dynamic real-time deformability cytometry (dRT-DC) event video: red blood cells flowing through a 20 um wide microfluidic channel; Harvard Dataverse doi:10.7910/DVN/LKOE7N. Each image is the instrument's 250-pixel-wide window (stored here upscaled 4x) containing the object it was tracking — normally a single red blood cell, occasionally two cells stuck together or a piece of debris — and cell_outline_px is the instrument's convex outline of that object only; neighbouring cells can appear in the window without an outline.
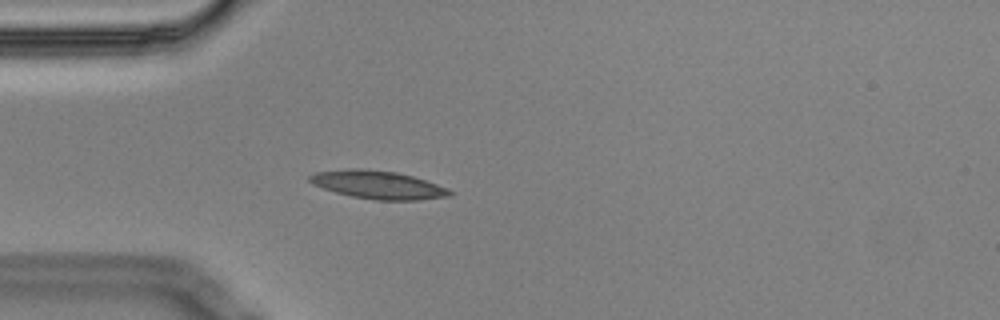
{"species": "Egyptian fruit bat (a non-hibernating species)", "species_latin": "Rousettus aegyptiacus", "temperature_condition": "cold", "stored_images_in_passage": 1, "camera_frame_rate_fps": 3000, "um_per_image_px": 0.085, "animal": {"sex": "male"}, "frame": {"image": 1, "passage_image": 1, "time_ms": 0.0, "image_size_px": [1000, 320], "cell_outline_px": [[452, 196], [420, 200], [376, 200], [352, 196], [336, 192], [312, 184], [308, 180], [308, 176], [316, 172], [352, 168], [360, 168], [396, 172], [412, 176], [448, 188], [452, 192]], "centroid_in_image_um": [32.13, 15.71], "position_along_channel_um": 52.9, "area_um2": 22.83}}